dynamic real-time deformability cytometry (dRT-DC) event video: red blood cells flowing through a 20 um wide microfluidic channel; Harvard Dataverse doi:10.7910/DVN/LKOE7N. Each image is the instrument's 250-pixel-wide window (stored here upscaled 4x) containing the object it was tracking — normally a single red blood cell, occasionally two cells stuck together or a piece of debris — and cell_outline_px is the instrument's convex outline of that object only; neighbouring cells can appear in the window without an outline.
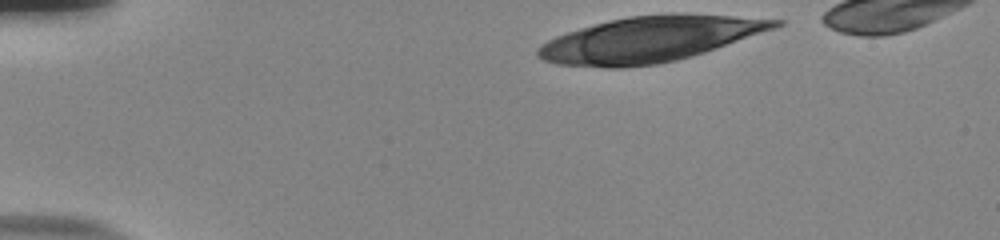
{"species": "human", "species_latin": "Homo sapiens", "temperature_condition": "room temperature", "stored_images_in_passage": 40, "camera_frame_rate_fps": 3000, "um_per_image_px": 0.085, "donor": {"sex": "male"}, "frame": {"image": 1, "passage_image": 1, "time_ms": 0.0, "image_size_px": [1000, 240], "cell_outline_px": [[784, 24], [776, 28], [692, 56], [676, 60], [656, 64], [624, 68], [608, 68], [556, 64], [544, 60], [536, 56], [536, 48], [540, 44], [556, 36], [580, 28], [608, 20], [628, 16], [668, 12], [680, 12], [784, 20]], "centroid_in_image_um": [55.21, 3.32], "position_along_channel_um": 29.8, "area_um2": 63.23}}
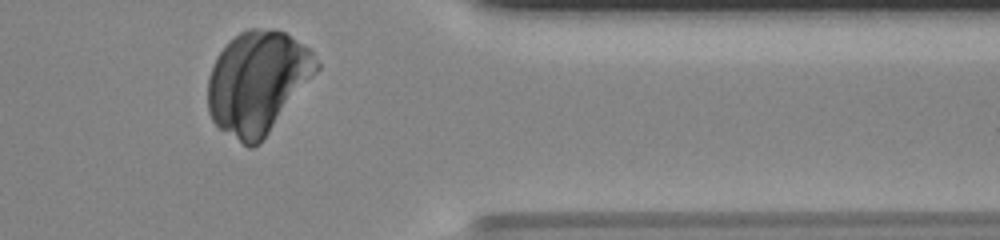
{"frame": {"image": 2, "passage_image": 37, "time_ms": 12.0, "image_size_px": [1000, 240], "cell_outline_px": [[320, 68], [260, 144], [252, 148], [248, 148], [220, 128], [212, 120], [208, 112], [208, 76], [216, 56], [240, 32], [248, 28], [260, 28], [284, 32], [304, 44], [312, 52], [320, 64]], "centroid_in_image_um": [21.89, 7.01], "position_along_channel_um": 389.5, "area_um2": 64.68}}